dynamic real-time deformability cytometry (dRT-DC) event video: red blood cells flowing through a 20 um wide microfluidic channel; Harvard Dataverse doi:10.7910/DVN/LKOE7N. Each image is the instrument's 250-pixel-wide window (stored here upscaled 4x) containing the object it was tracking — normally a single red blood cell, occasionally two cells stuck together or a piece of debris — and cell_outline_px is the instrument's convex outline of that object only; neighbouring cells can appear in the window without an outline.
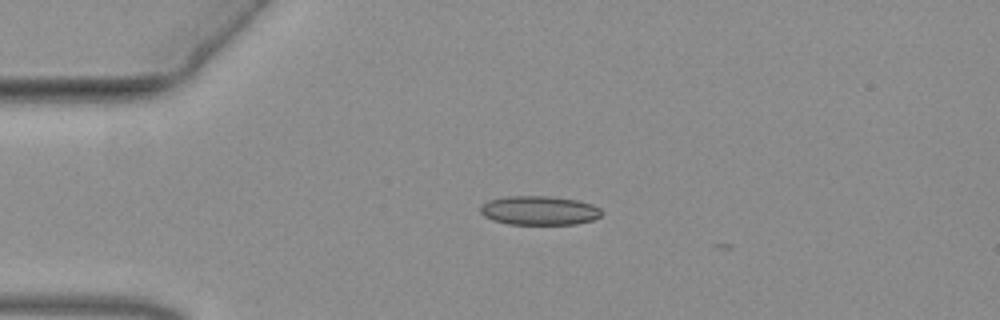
{"species": "common noctule bat (a hibernating species)", "species_latin": "Nyctalus noctula", "temperature_condition": "warm", "stored_images_in_passage": 2, "camera_frame_rate_fps": 3000, "um_per_image_px": 0.085, "animal": {"sex": "female", "body_mass_g": 19.3, "forearm_length_mm": 54.1}, "frame": {"image": 1, "passage_image": 1, "time_ms": 0.0, "image_size_px": [1000, 320], "cell_outline_px": [[604, 212], [600, 216], [592, 220], [576, 224], [508, 224], [492, 220], [484, 216], [480, 212], [480, 208], [488, 200], [508, 196], [548, 196], [576, 200], [592, 204], [600, 208]], "centroid_in_image_um": [45.84, 17.89], "position_along_channel_um": 39.2, "area_um2": 20.52}}